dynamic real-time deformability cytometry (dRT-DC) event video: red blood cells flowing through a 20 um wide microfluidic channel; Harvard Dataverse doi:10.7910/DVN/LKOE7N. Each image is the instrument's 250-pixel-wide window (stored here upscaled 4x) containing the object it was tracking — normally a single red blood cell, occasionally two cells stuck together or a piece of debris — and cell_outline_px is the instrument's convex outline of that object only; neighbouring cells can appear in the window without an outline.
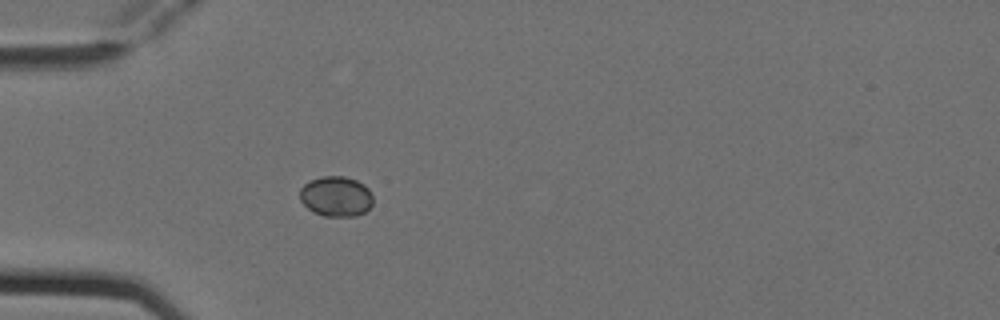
{"species": "Egyptian fruit bat (a non-hibernating species)", "species_latin": "Rousettus aegyptiacus", "temperature_condition": "cold", "stored_images_in_passage": 1, "camera_frame_rate_fps": 3000, "um_per_image_px": 0.085, "animal": {"sex": "female"}, "frame": {"image": 1, "passage_image": 1, "time_ms": 0.0, "image_size_px": [1000, 320], "cell_outline_px": [[372, 204], [364, 212], [356, 216], [324, 216], [312, 212], [300, 200], [300, 188], [304, 184], [320, 176], [344, 176], [356, 180], [364, 184], [368, 188], [372, 196]], "centroid_in_image_um": [28.55, 16.69], "position_along_channel_um": 56.4, "area_um2": 17.17}}